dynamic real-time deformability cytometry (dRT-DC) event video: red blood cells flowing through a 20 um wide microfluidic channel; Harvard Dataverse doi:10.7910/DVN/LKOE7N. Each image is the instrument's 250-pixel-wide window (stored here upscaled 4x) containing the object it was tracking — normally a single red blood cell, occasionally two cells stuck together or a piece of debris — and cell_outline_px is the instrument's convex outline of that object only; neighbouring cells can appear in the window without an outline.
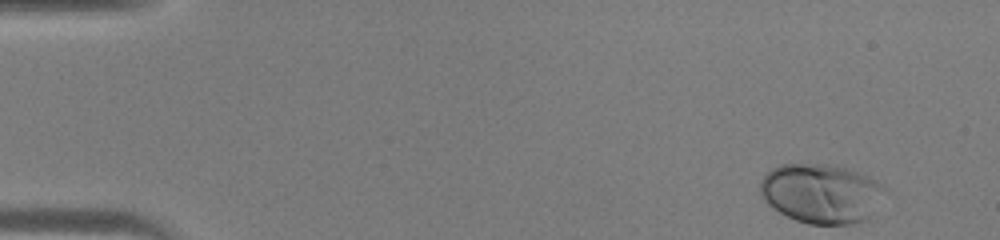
{"species": "human", "species_latin": "Homo sapiens", "temperature_condition": "warm", "stored_images_in_passage": 43, "camera_frame_rate_fps": 3000, "um_per_image_px": 0.085, "donor": {"sex": "male"}, "frame": {"image": 1, "passage_image": 1, "time_ms": 0.0, "image_size_px": [1000, 240], "cell_outline_px": [[884, 188], [868, 220], [852, 224], [808, 224], [796, 220], [780, 212], [768, 204], [764, 200], [760, 192], [760, 184], [764, 176], [772, 168], [780, 164], [824, 164], [844, 168], [856, 172], [876, 180], [884, 184]], "centroid_in_image_um": [69.77, 16.45], "position_along_channel_um": 15.2, "area_um2": 42.66}}
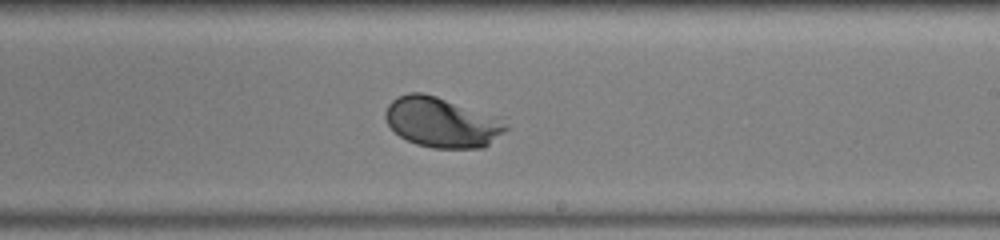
{"frame": {"image": 2, "passage_image": 25, "time_ms": 8.0, "image_size_px": [1000, 240], "cell_outline_px": [[508, 128], [504, 132], [484, 148], [432, 148], [416, 144], [400, 136], [388, 124], [384, 116], [384, 112], [388, 104], [396, 96], [408, 92], [424, 92], [508, 116]], "centroid_in_image_um": [37.67, 10.35], "position_along_channel_um": 251.3, "area_um2": 36.59}}
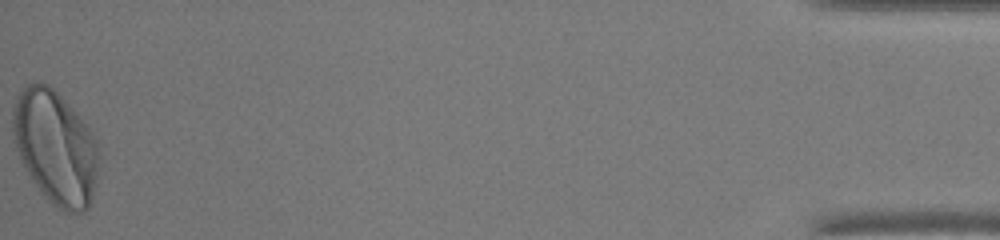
{"frame": {"image": 3, "passage_image": 43, "time_ms": 14.0, "image_size_px": [1000, 240], "cell_outline_px": [[100, 156], [96, 184], [88, 208], [80, 212], [64, 212], [56, 208], [44, 196], [32, 180], [12, 140], [12, 108], [16, 96], [20, 88], [24, 84], [32, 80], [36, 80], [48, 84], [88, 124], [96, 140]], "centroid_in_image_um": [4.7, 12.48], "position_along_channel_um": 430.5, "area_um2": 57.74}}